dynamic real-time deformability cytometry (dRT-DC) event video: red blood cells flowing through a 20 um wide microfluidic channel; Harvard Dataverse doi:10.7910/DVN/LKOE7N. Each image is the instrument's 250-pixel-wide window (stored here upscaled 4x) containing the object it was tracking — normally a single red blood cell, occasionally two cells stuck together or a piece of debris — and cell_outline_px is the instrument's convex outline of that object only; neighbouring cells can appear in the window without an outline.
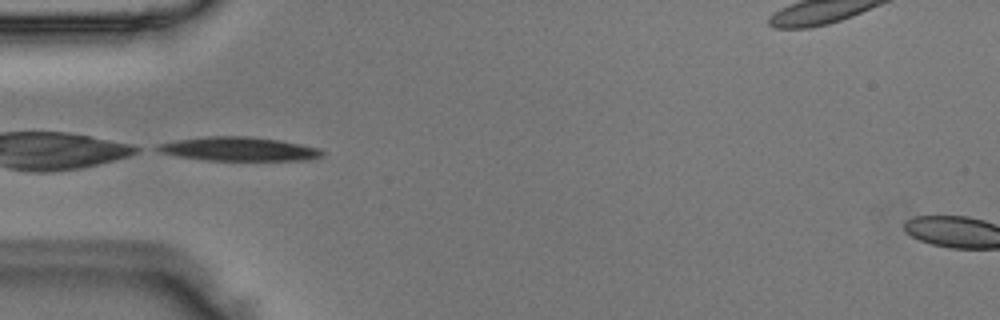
{"species": "Egyptian fruit bat (a non-hibernating species)", "species_latin": "Rousettus aegyptiacus", "temperature_condition": "room temperature", "stored_images_in_passage": 3, "camera_frame_rate_fps": 3000, "um_per_image_px": 0.085, "animal": {"sex": "male"}, "frame": {"image": 1, "passage_image": 1, "time_ms": 0.0, "image_size_px": [1000, 320], "cell_outline_px": [[324, 156], [304, 160], [204, 160], [176, 156], [160, 152], [148, 148], [156, 144], [176, 140], [204, 136], [252, 136], [280, 140], [320, 148], [324, 152]], "centroid_in_image_um": [20.22, 12.65], "position_along_channel_um": 64.8, "area_um2": 23.29}}
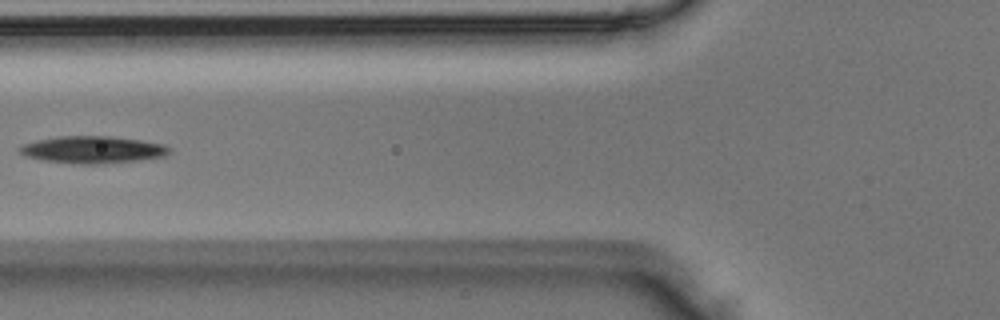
{"frame": {"image": 2, "passage_image": 2, "time_ms": 0.333, "image_size_px": [1000, 320], "cell_outline_px": [[168, 152], [164, 156], [132, 160], [96, 164], [84, 164], [44, 160], [24, 156], [20, 152], [20, 148], [24, 144], [40, 140], [60, 136], [112, 136], [140, 140], [164, 144], [168, 148]], "centroid_in_image_um": [7.86, 12.71], "position_along_channel_um": 117.9, "area_um2": 23.0}}